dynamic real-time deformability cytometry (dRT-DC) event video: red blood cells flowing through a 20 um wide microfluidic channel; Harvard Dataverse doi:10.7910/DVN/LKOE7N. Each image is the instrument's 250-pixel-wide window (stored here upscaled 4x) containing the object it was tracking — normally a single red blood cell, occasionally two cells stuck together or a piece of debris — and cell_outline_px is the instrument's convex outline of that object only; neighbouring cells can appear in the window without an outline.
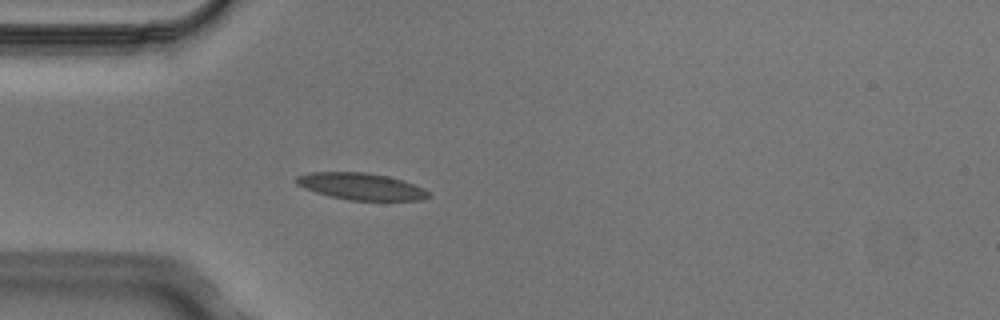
{"species": "Egyptian fruit bat (a non-hibernating species)", "species_latin": "Rousettus aegyptiacus", "temperature_condition": "cold", "stored_images_in_passage": 3, "camera_frame_rate_fps": 3000, "um_per_image_px": 0.085, "animal": {"sex": "male"}, "frame": {"image": 1, "passage_image": 3, "time_ms": 0.667, "image_size_px": [1000, 320], "cell_outline_px": [[432, 196], [424, 200], [348, 200], [328, 196], [304, 188], [296, 184], [292, 180], [296, 176], [308, 172], [364, 172], [388, 176], [404, 180], [424, 188], [432, 192]], "centroid_in_image_um": [30.7, 15.84], "position_along_channel_um": 54.3, "area_um2": 21.04}}